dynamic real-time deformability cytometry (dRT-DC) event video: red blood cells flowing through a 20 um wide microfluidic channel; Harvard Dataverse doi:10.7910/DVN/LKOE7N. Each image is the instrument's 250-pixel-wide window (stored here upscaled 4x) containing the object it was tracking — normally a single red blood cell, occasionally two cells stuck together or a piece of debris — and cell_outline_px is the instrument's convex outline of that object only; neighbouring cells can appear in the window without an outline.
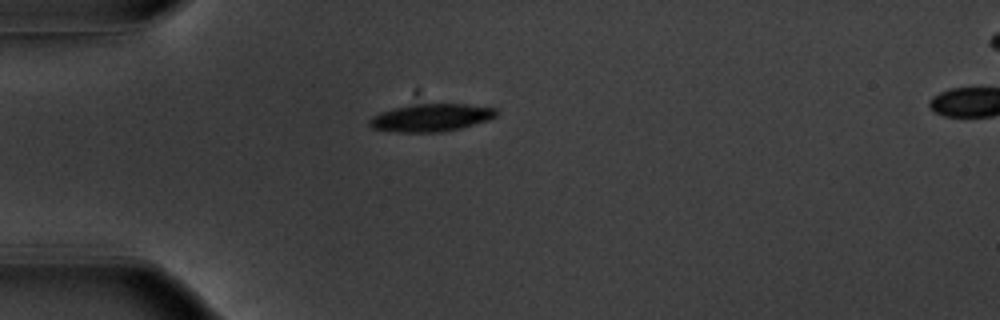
{"species": "common noctule bat (a hibernating species)", "species_latin": "Nyctalus noctula", "temperature_condition": "warm", "stored_images_in_passage": 40, "camera_frame_rate_fps": 3000, "um_per_image_px": 0.085, "animal": {"sex": "male", "body_mass_g": 20.1, "forearm_length_mm": 53.5}, "frame": {"image": 1, "passage_image": 1, "time_ms": 0.0, "image_size_px": [1000, 320], "cell_outline_px": [[496, 116], [488, 120], [460, 128], [440, 132], [400, 132], [372, 128], [368, 124], [368, 120], [372, 116], [380, 112], [392, 108], [420, 104], [464, 104], [496, 108]], "centroid_in_image_um": [36.61, 10.0], "position_along_channel_um": 48.4, "area_um2": 20.23}}
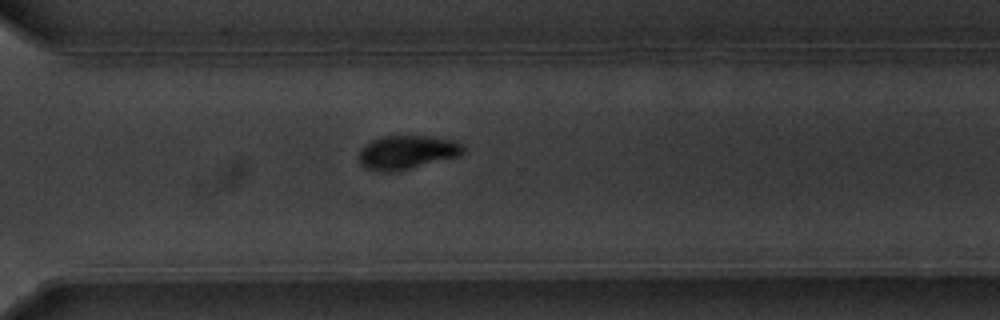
{"frame": {"image": 2, "passage_image": 25, "time_ms": 8.0, "image_size_px": [1000, 320], "cell_outline_px": [[464, 152], [460, 156], [392, 172], [376, 172], [360, 164], [360, 152], [372, 140], [384, 136], [432, 136], [452, 140], [464, 144]], "centroid_in_image_um": [34.64, 12.94], "position_along_channel_um": 336.0, "area_um2": 20.29}}
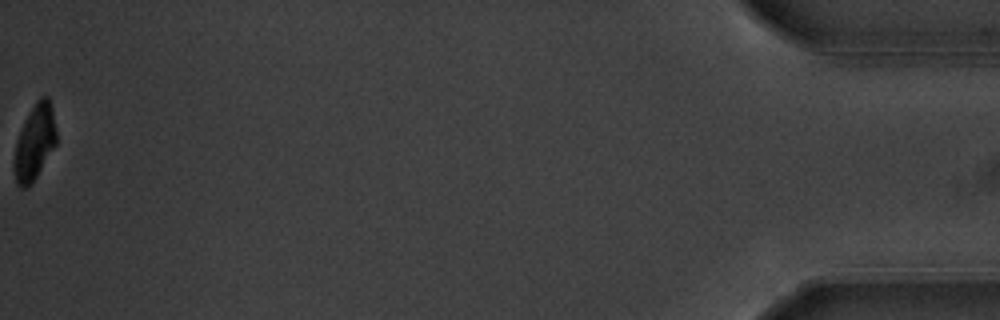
{"frame": {"image": 3, "passage_image": 40, "time_ms": 13.0, "image_size_px": [1000, 320], "cell_outline_px": [[56, 144], [36, 176], [24, 188], [20, 188], [16, 184], [16, 140], [36, 100], [40, 96], [48, 96], [52, 108], [56, 132]], "centroid_in_image_um": [2.98, 12.04], "position_along_channel_um": 432.2, "area_um2": 17.57}, "authors_computed_cell_mechanics": {"area_um2": 20.6346, "velocity_mm_per_s": 3.804, "shape_relaxation_time_tau1_ms": 2.2653, "shape_relaxation_time_tau2_ms": null, "deformation_change_tau1": 0.1413, "deformation_change_tau2": null}}